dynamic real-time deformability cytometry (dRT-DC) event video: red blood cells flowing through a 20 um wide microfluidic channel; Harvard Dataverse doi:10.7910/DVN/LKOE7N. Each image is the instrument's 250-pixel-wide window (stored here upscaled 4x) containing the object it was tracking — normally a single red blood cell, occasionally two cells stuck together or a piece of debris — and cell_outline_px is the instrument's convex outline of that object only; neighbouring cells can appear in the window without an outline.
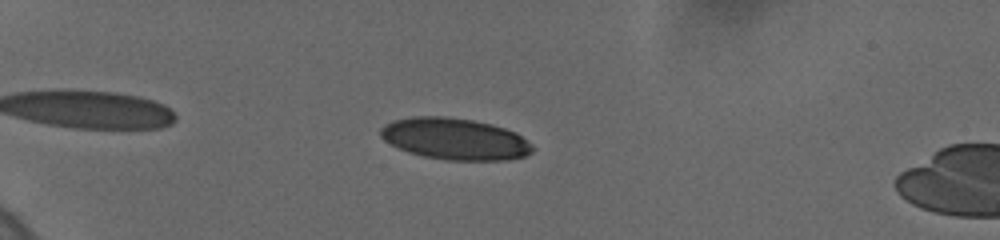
{"species": "human", "species_latin": "Homo sapiens", "temperature_condition": "cold", "stored_images_in_passage": 51, "camera_frame_rate_fps": 3000, "um_per_image_px": 0.085, "donor": {"sex": "female"}, "frame": {"image": 1, "passage_image": 13, "time_ms": 4.333, "image_size_px": [1000, 240], "cell_outline_px": [[536, 148], [532, 152], [524, 156], [508, 160], [444, 160], [424, 156], [408, 152], [384, 140], [380, 136], [380, 128], [384, 124], [392, 120], [412, 116], [444, 116], [472, 120], [492, 124], [516, 132], [532, 144]], "centroid_in_image_um": [38.67, 11.8], "position_along_channel_um": 46.3, "area_um2": 36.99}}
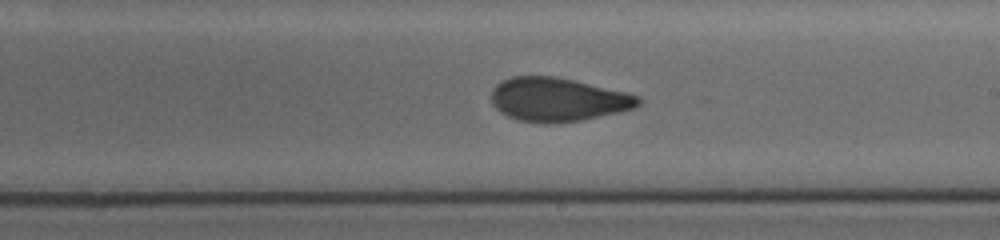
{"frame": {"image": 2, "passage_image": 31, "time_ms": 11.0, "image_size_px": [1000, 240], "cell_outline_px": [[640, 104], [636, 108], [580, 120], [548, 124], [540, 124], [516, 120], [500, 112], [492, 104], [492, 88], [496, 84], [512, 76], [552, 76], [572, 80], [624, 92], [640, 96]], "centroid_in_image_um": [47.37, 8.47], "position_along_channel_um": 241.6, "area_um2": 37.22}}
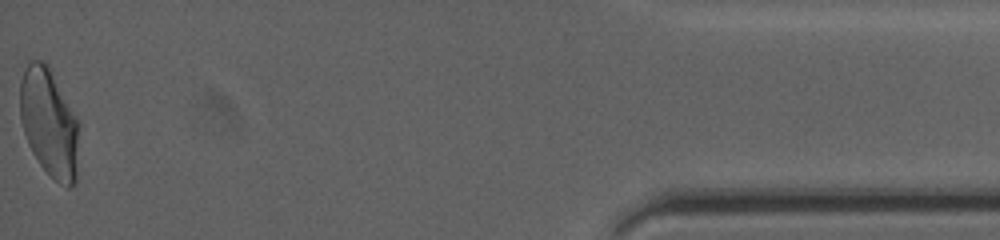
{"frame": {"image": 3, "passage_image": 51, "time_ms": 18.0, "image_size_px": [1000, 240], "cell_outline_px": [[80, 124], [76, 184], [68, 188], [60, 184], [40, 164], [32, 152], [28, 144], [20, 120], [20, 80], [28, 64], [32, 60], [40, 60], [48, 68], [80, 120]], "centroid_in_image_um": [4.21, 10.5], "position_along_channel_um": 431.0, "area_um2": 37.28}, "authors_computed_cell_mechanics": {"area_um2": 36.703, "velocity_mm_per_s": 3.6977, "shape_relaxation_time_tau1_ms": 5.4531, "shape_relaxation_time_tau2_ms": 1.6606, "deformation_change_tau1": 0.1682, "deformation_change_tau2": 0.0764}}